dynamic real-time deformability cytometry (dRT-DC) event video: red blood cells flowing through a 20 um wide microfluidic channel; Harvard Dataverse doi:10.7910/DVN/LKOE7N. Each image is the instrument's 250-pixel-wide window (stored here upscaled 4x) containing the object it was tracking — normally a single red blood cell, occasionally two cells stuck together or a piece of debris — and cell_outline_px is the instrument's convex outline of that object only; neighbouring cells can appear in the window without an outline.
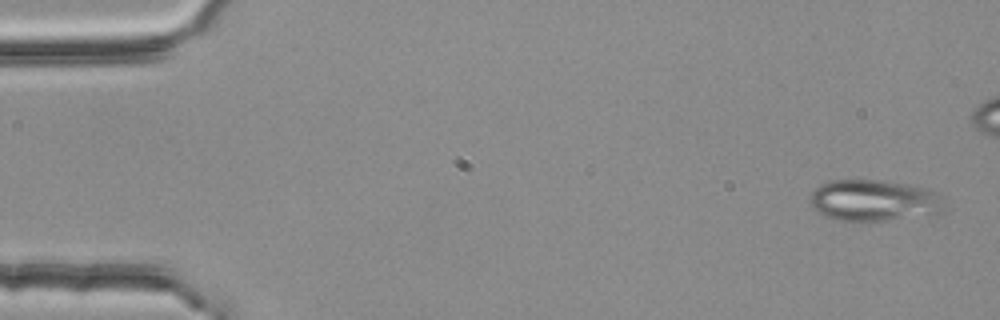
{"species": "common noctule bat (a hibernating species)", "species_latin": "Nyctalus noctula", "temperature_condition": "room temperature", "stored_images_in_passage": 5, "camera_frame_rate_fps": 3000, "um_per_image_px": 0.085, "animal": {"sex": "female", "body_mass_g": 25.1}, "frame": {"image": 1, "passage_image": 1, "time_ms": 0.0, "image_size_px": [1000, 320], "cell_outline_px": [[944, 212], [936, 220], [836, 220], [824, 216], [812, 204], [812, 192], [820, 184], [832, 180], [884, 180], [908, 184], [924, 188], [936, 192], [940, 196], [944, 208]], "centroid_in_image_um": [74.48, 17.08], "position_along_channel_um": 10.5, "area_um2": 33.29}}